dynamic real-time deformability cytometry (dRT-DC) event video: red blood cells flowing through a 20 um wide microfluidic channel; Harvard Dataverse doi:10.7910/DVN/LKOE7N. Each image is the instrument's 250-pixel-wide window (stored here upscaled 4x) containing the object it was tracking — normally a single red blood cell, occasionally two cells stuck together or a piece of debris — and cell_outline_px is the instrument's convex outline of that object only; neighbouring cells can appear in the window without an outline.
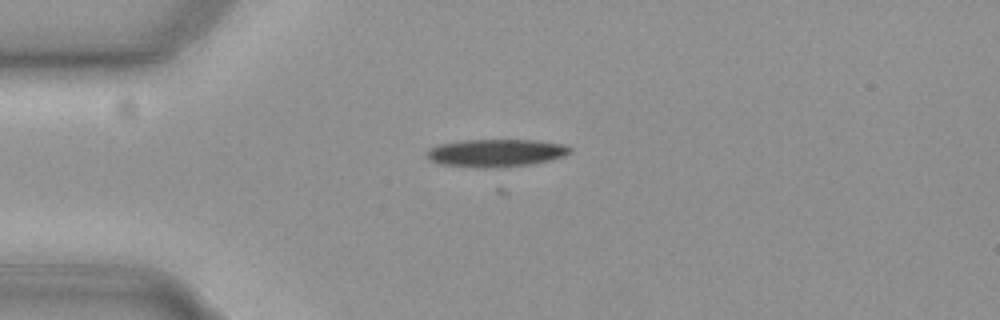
{"species": "common noctule bat (a hibernating species)", "species_latin": "Nyctalus noctula", "temperature_condition": "cold", "stored_images_in_passage": 26, "camera_frame_rate_fps": 3000, "um_per_image_px": 0.085, "animal": {"sex": "female", "body_mass_g": 19.3, "forearm_length_mm": 54.1}, "frame": {"image": 1, "passage_image": 18, "time_ms": 5.667, "image_size_px": [1000, 320], "cell_outline_px": [[572, 152], [564, 156], [552, 160], [532, 164], [488, 168], [476, 168], [440, 164], [428, 160], [428, 152], [432, 148], [440, 144], [464, 140], [536, 140], [564, 144], [572, 148]], "centroid_in_image_um": [42.21, 13.0], "position_along_channel_um": 42.8, "area_um2": 23.18}}